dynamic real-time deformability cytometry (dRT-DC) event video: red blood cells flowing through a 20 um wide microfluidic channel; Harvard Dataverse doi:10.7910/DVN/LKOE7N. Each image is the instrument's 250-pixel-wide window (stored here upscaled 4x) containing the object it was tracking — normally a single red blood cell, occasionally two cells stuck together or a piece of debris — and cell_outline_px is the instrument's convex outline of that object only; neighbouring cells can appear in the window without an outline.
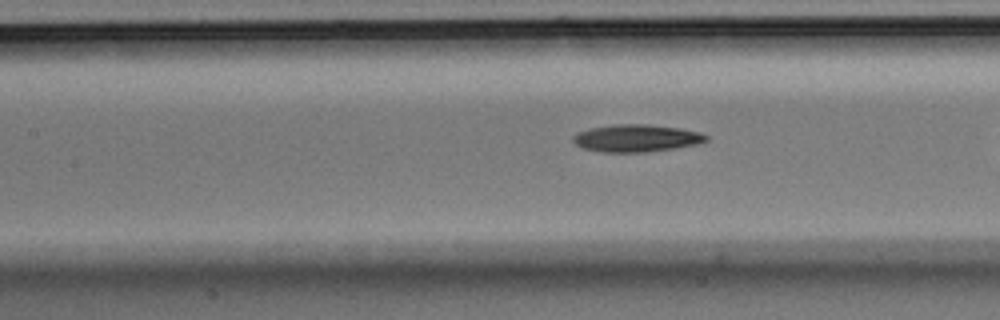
{"species": "Egyptian fruit bat (a non-hibernating species)", "species_latin": "Rousettus aegyptiacus", "temperature_condition": "room temperature", "stored_images_in_passage": 36, "camera_frame_rate_fps": 3000, "um_per_image_px": 0.085, "animal": {"sex": "male"}, "frame": {"image": 1, "passage_image": 18, "time_ms": 5.667, "image_size_px": [1000, 320], "cell_outline_px": [[708, 140], [696, 144], [676, 148], [648, 152], [600, 152], [584, 148], [576, 144], [572, 140], [572, 136], [580, 132], [592, 128], [616, 124], [648, 124], [680, 128], [700, 132], [708, 136]], "centroid_in_image_um": [54.12, 11.75], "position_along_channel_um": 153.3, "area_um2": 21.15}}
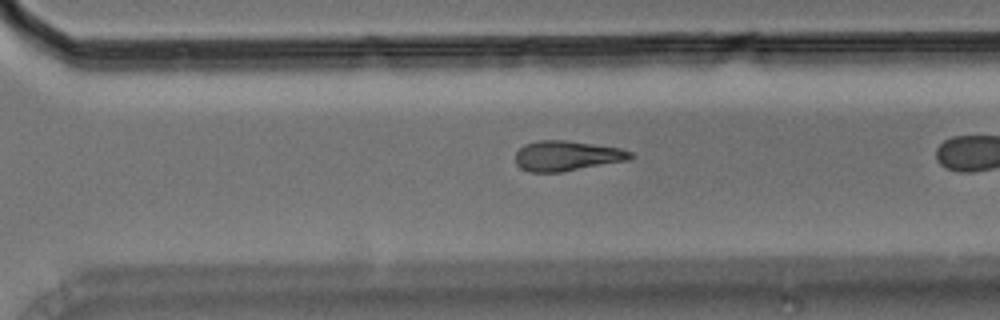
{"frame": {"image": 2, "passage_image": 32, "time_ms": 10.333, "image_size_px": [1000, 320], "cell_outline_px": [[636, 156], [628, 160], [560, 172], [532, 172], [520, 168], [516, 164], [516, 152], [524, 144], [540, 140], [564, 140], [620, 148], [632, 152]], "centroid_in_image_um": [48.18, 13.24], "position_along_channel_um": 322.4, "area_um2": 20.06}}
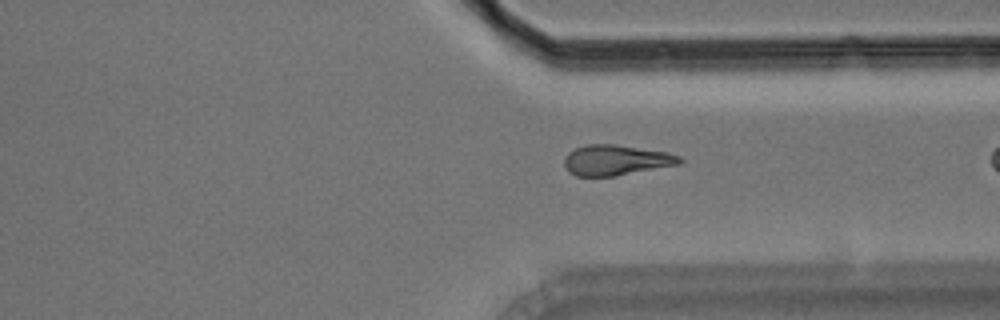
{"frame": {"image": 3, "passage_image": 35, "time_ms": 11.333, "image_size_px": [1000, 320], "cell_outline_px": [[684, 160], [680, 164], [616, 176], [576, 176], [568, 172], [564, 164], [564, 156], [568, 152], [576, 148], [588, 144], [616, 144], [668, 152], [680, 156]], "centroid_in_image_um": [52.36, 13.61], "position_along_channel_um": 359.0, "area_um2": 20.63}}